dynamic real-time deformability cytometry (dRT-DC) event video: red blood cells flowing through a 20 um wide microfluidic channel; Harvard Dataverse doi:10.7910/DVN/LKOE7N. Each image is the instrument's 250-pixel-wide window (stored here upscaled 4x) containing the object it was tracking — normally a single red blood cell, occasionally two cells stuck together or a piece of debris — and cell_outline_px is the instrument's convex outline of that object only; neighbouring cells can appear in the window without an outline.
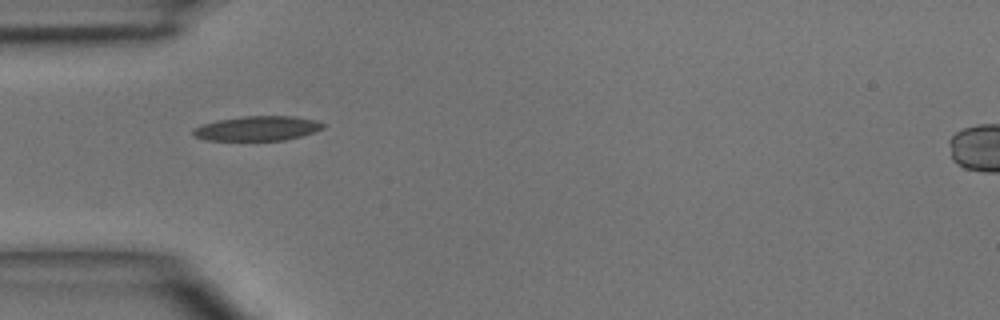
{"species": "common noctule bat (a hibernating species)", "species_latin": "Nyctalus noctula", "temperature_condition": "room temperature", "stored_images_in_passage": 4, "camera_frame_rate_fps": 3000, "um_per_image_px": 0.085, "animal": {"sex": "male", "body_mass_g": 15.6}, "frame": {"image": 1, "passage_image": 3, "time_ms": 3.0, "image_size_px": [1000, 320], "cell_outline_px": [[328, 124], [324, 128], [300, 136], [284, 140], [204, 140], [192, 136], [192, 132], [200, 124], [220, 120], [244, 116], [296, 116], [316, 120]], "centroid_in_image_um": [21.89, 10.91], "position_along_channel_um": 63.1, "area_um2": 18.67}}
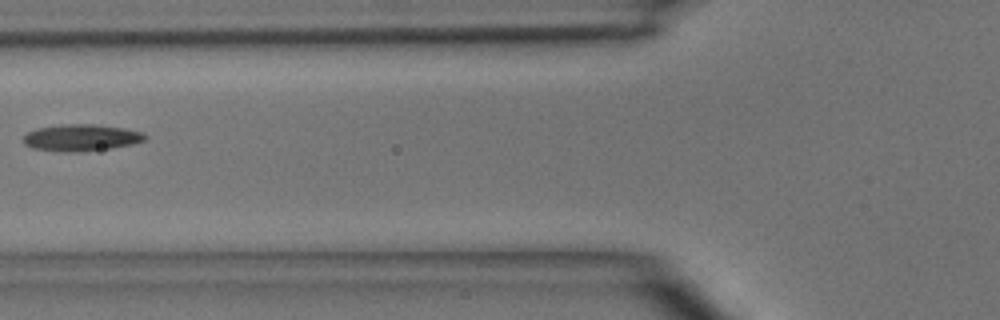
{"frame": {"image": 2, "passage_image": 4, "time_ms": 4.333, "image_size_px": [1000, 320], "cell_outline_px": [[148, 136], [144, 140], [132, 144], [112, 148], [80, 152], [56, 152], [32, 148], [24, 144], [24, 136], [28, 132], [36, 128], [60, 124], [96, 124], [124, 128], [140, 132]], "centroid_in_image_um": [6.87, 11.71], "position_along_channel_um": 118.9, "area_um2": 19.13}}